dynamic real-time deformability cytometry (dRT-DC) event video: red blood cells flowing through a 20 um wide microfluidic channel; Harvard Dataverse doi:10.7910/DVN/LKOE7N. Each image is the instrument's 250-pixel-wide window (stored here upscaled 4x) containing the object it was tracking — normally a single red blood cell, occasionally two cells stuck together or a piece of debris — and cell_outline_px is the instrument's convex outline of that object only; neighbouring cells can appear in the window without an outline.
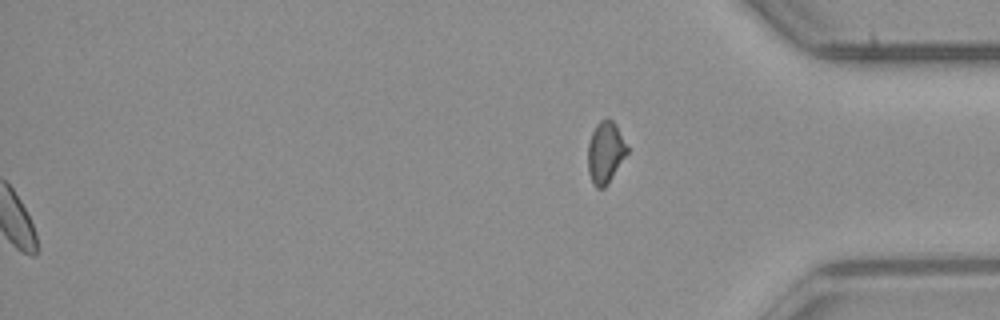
{"species": "common noctule bat (a hibernating species)", "species_latin": "Nyctalus noctula", "temperature_condition": "room temperature", "stored_images_in_passage": 54, "segment_of_instrument_passage": [2, 2], "camera_frame_rate_fps": 3000, "um_per_image_px": 0.085, "animal": {"sex": "male", "body_mass_g": 23.1, "forearm_length_mm": 52.7}, "frame": {"image": 1, "passage_image": 54, "time_ms": 17.667, "image_size_px": [1000, 320], "cell_outline_px": [[628, 152], [608, 184], [604, 188], [596, 188], [592, 184], [588, 172], [588, 144], [592, 132], [596, 124], [600, 120], [612, 120], [616, 124], [628, 148]], "centroid_in_image_um": [51.45, 12.98], "position_along_channel_um": 383.8, "area_um2": 14.1}}